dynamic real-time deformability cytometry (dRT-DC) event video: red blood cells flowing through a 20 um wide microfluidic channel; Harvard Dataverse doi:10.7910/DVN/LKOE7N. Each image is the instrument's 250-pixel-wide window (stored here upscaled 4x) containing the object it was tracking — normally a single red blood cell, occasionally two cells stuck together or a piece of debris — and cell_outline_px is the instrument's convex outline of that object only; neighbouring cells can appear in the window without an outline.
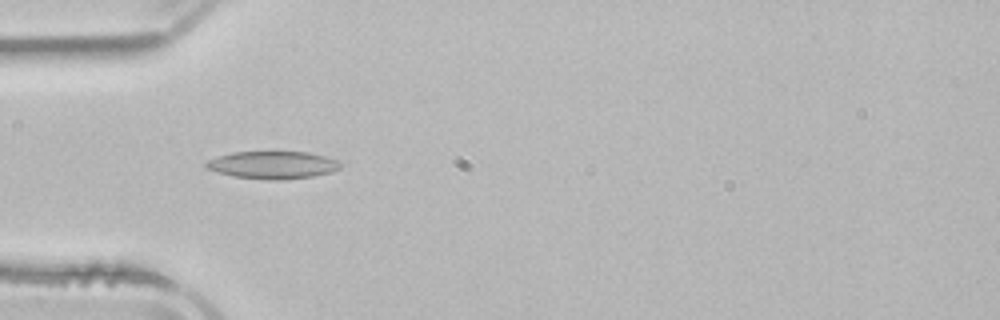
{"species": "common noctule bat (a hibernating species)", "species_latin": "Nyctalus noctula", "temperature_condition": "room temperature", "stored_images_in_passage": 3, "camera_frame_rate_fps": 3000, "um_per_image_px": 0.085, "animal": {"sex": "male", "body_mass_g": 21.5, "forearm_length_mm": 52.0}, "frame": {"image": 1, "passage_image": 3, "time_ms": 2.667, "image_size_px": [1000, 320], "cell_outline_px": [[340, 168], [332, 172], [312, 176], [280, 180], [264, 180], [232, 176], [216, 172], [208, 168], [204, 164], [208, 160], [216, 156], [232, 152], [308, 152], [324, 156], [336, 160], [340, 164]], "centroid_in_image_um": [23.14, 14.03], "position_along_channel_um": 61.9, "area_um2": 21.56}}